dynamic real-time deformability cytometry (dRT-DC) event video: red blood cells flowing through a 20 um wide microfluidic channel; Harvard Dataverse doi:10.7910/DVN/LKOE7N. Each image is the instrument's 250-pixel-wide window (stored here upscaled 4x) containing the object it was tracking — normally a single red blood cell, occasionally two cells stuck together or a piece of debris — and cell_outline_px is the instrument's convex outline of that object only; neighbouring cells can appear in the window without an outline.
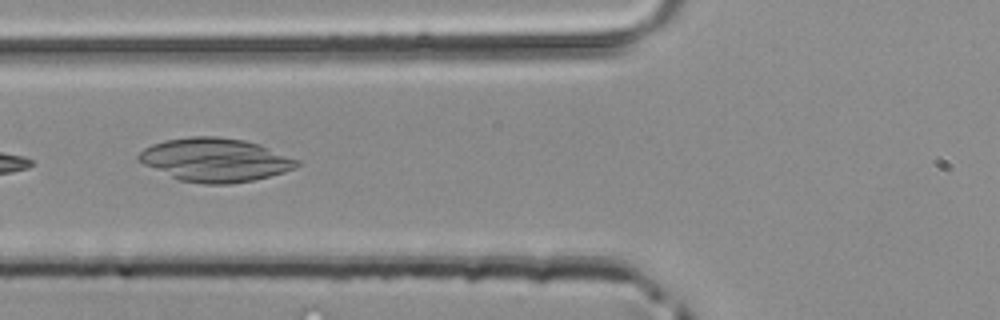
{"species": "common noctule bat (a hibernating species)", "species_latin": "Nyctalus noctula", "temperature_condition": "room temperature", "stored_images_in_passage": 6, "camera_frame_rate_fps": 3000, "um_per_image_px": 0.085, "animal": {"sex": "male", "body_mass_g": 20.4}, "frame": {"image": 1, "passage_image": 6, "time_ms": 1.667, "image_size_px": [1000, 320], "cell_outline_px": [[300, 164], [296, 168], [284, 172], [252, 180], [228, 184], [204, 184], [180, 180], [144, 164], [136, 156], [144, 148], [152, 144], [164, 140], [192, 136], [216, 136], [244, 140], [268, 148], [300, 160]], "centroid_in_image_um": [18.29, 13.58], "position_along_channel_um": 107.5, "area_um2": 39.71}}